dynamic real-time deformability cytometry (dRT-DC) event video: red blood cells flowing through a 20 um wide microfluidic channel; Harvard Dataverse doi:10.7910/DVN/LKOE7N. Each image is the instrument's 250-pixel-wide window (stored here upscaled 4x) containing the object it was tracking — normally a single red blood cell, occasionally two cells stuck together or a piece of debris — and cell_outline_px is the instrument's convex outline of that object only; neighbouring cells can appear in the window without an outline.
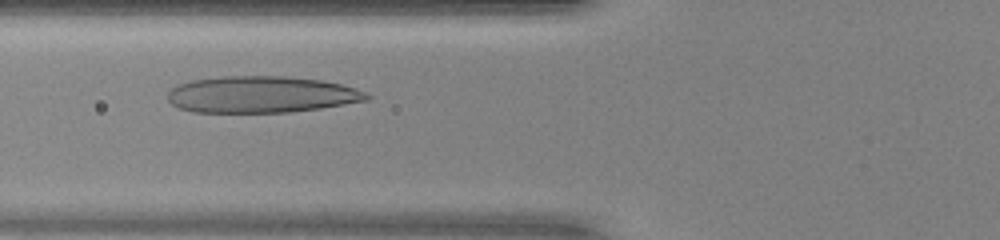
{"species": "human", "species_latin": "Homo sapiens", "temperature_condition": "warm", "stored_images_in_passage": 32, "camera_frame_rate_fps": 3000, "um_per_image_px": 0.085, "donor": {"sex": "female"}, "frame": {"image": 1, "passage_image": 10, "time_ms": 3.0, "image_size_px": [1000, 240], "cell_outline_px": [[372, 96], [368, 100], [320, 108], [288, 112], [192, 112], [180, 108], [172, 104], [168, 100], [168, 92], [176, 84], [192, 80], [220, 76], [284, 76], [320, 80], [340, 84], [364, 92]], "centroid_in_image_um": [22.17, 8.03], "position_along_channel_um": 103.6, "area_um2": 42.31}}
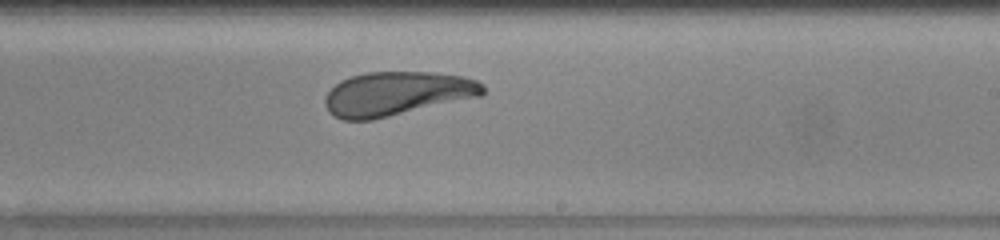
{"frame": {"image": 2, "passage_image": 21, "time_ms": 6.667, "image_size_px": [1000, 240], "cell_outline_px": [[484, 96], [372, 120], [344, 120], [328, 112], [324, 104], [324, 96], [340, 80], [352, 76], [368, 72], [432, 72], [464, 76], [476, 80], [484, 84]], "centroid_in_image_um": [33.76, 7.96], "position_along_channel_um": 255.2, "area_um2": 40.81}}
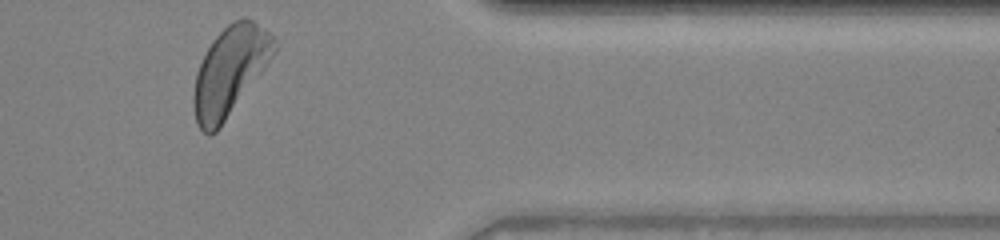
{"frame": {"image": 3, "passage_image": 32, "time_ms": 10.333, "image_size_px": [1000, 240], "cell_outline_px": [[276, 52], [220, 128], [216, 132], [208, 136], [196, 124], [192, 104], [192, 96], [196, 72], [212, 40], [232, 20], [244, 16], [252, 20], [276, 36]], "centroid_in_image_um": [19.54, 6.04], "position_along_channel_um": 391.9, "area_um2": 41.79}, "authors_computed_cell_mechanics": {"area_um2": 40.9802, "velocity_mm_per_s": 4.1429, "shape_relaxation_time_tau1_ms": 2.9514, "shape_relaxation_time_tau2_ms": 1.8039, "deformation_change_tau1": 0.148, "deformation_change_tau2": 0.0946}}